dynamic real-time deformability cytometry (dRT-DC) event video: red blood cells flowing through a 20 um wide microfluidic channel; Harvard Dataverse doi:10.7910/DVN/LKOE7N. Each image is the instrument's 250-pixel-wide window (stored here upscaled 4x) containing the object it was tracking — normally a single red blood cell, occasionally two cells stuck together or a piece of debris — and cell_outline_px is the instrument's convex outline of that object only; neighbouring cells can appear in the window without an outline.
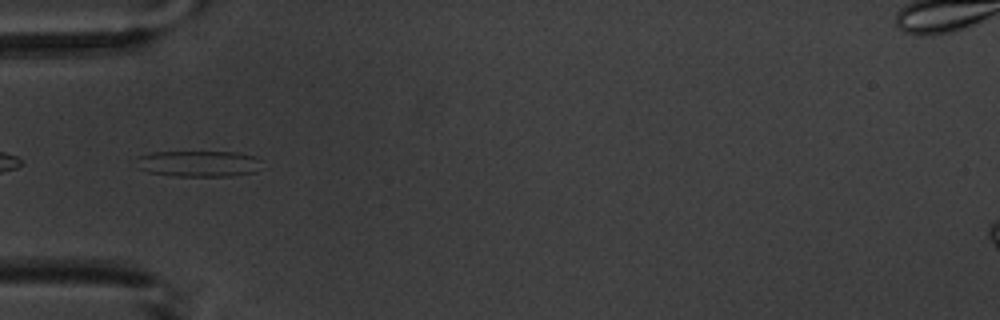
{"species": "common noctule bat (a hibernating species)", "species_latin": "Nyctalus noctula", "temperature_condition": "warm", "stored_images_in_passage": 7, "camera_frame_rate_fps": 3000, "um_per_image_px": 0.085, "animal": {"sex": "male", "body_mass_g": 20.1, "forearm_length_mm": 53.5}, "frame": {"image": 1, "passage_image": 2, "time_ms": 1.333, "image_size_px": [1000, 320], "cell_outline_px": [[260, 160], [256, 172], [232, 176], [172, 176], [148, 172], [136, 168], [128, 164], [136, 156], [152, 152], [240, 152], [256, 156]], "centroid_in_image_um": [16.73, 13.91], "position_along_channel_um": 68.3, "area_um2": 19.71}}
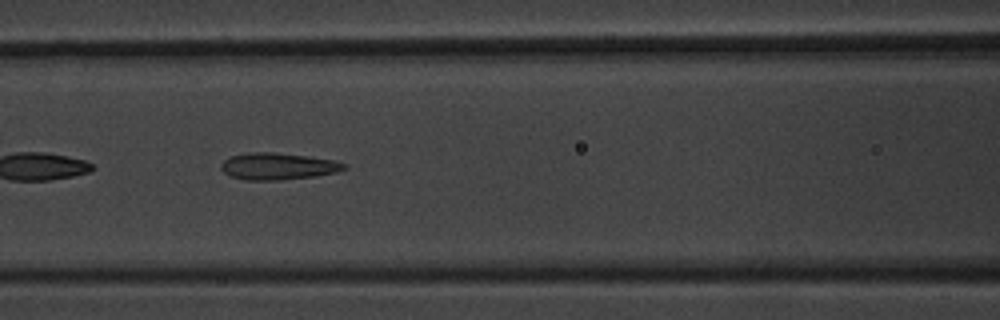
{"frame": {"image": 2, "passage_image": 4, "time_ms": 3.333, "image_size_px": [1000, 320], "cell_outline_px": [[348, 168], [336, 172], [316, 176], [280, 180], [244, 180], [232, 176], [224, 172], [220, 168], [220, 164], [228, 156], [248, 152], [272, 152], [308, 156], [336, 160], [348, 164]], "centroid_in_image_um": [23.64, 14.12], "position_along_channel_um": 143.0, "area_um2": 19.48}}
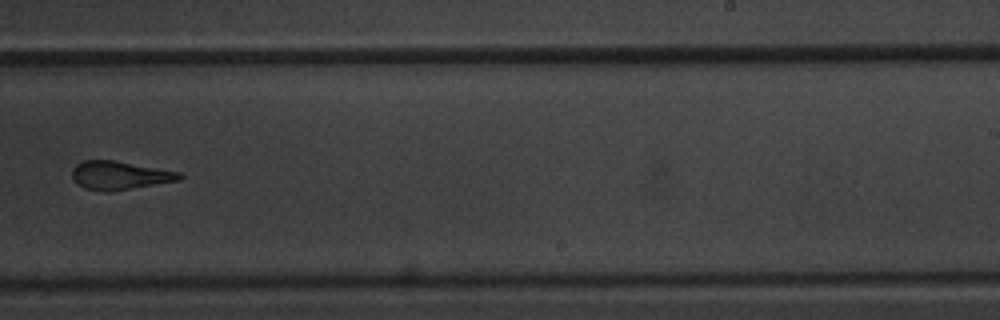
{"frame": {"image": 3, "passage_image": 7, "time_ms": 7.0, "image_size_px": [1000, 320], "cell_outline_px": [[184, 176], [180, 180], [112, 192], [104, 192], [84, 188], [76, 184], [72, 176], [72, 168], [76, 164], [84, 160], [112, 160], [180, 172]], "centroid_in_image_um": [10.14, 14.92], "position_along_channel_um": 278.9, "area_um2": 17.92}}